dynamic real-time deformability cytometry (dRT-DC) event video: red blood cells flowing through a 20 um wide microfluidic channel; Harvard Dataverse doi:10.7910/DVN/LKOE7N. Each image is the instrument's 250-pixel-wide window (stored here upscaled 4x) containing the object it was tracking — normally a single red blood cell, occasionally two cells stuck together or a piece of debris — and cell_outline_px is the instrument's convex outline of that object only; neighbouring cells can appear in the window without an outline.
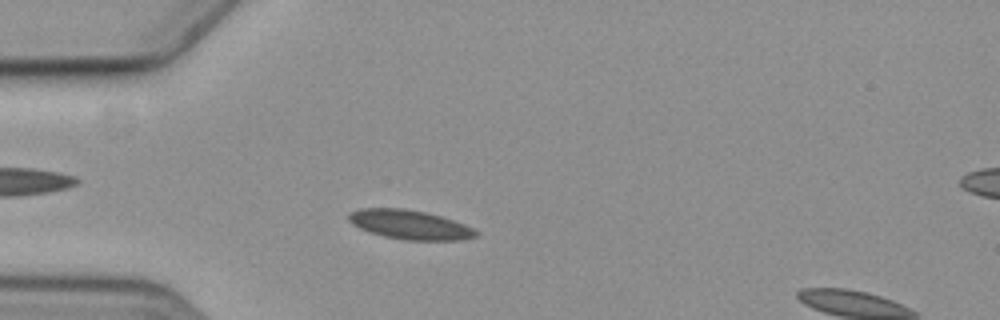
{"species": "common noctule bat (a hibernating species)", "species_latin": "Nyctalus noctula", "temperature_condition": "cold", "stored_images_in_passage": 54, "segment_of_instrument_passage": [1, 2], "camera_frame_rate_fps": 3000, "um_per_image_px": 0.085, "animal": {"sex": "female", "body_mass_g": 19.3, "forearm_length_mm": 54.1}, "frame": {"image": 1, "passage_image": 11, "time_ms": 3.333, "image_size_px": [1000, 320], "cell_outline_px": [[480, 232], [476, 236], [464, 240], [404, 240], [384, 236], [368, 232], [352, 224], [348, 220], [348, 212], [360, 208], [404, 208], [428, 212], [464, 224]], "centroid_in_image_um": [34.81, 19.09], "position_along_channel_um": 50.2, "area_um2": 21.85}}
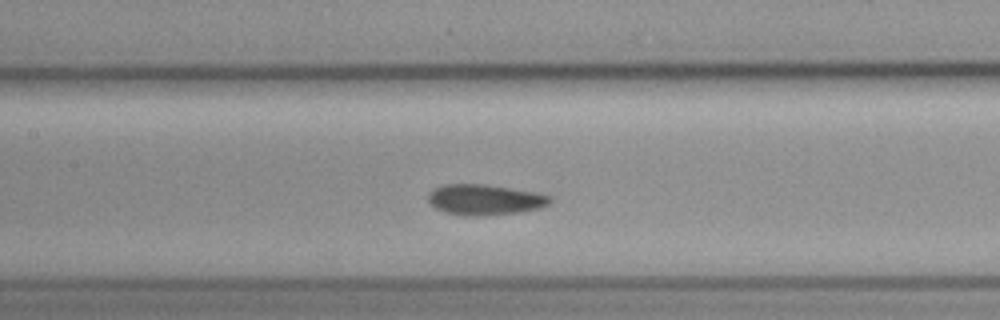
{"frame": {"image": 2, "passage_image": 22, "time_ms": 7.0, "image_size_px": [1000, 320], "cell_outline_px": [[552, 204], [540, 208], [520, 212], [480, 216], [460, 216], [444, 212], [428, 204], [428, 192], [444, 184], [484, 184], [536, 192], [552, 196]], "centroid_in_image_um": [41.21, 16.98], "position_along_channel_um": 166.2, "area_um2": 22.08}}
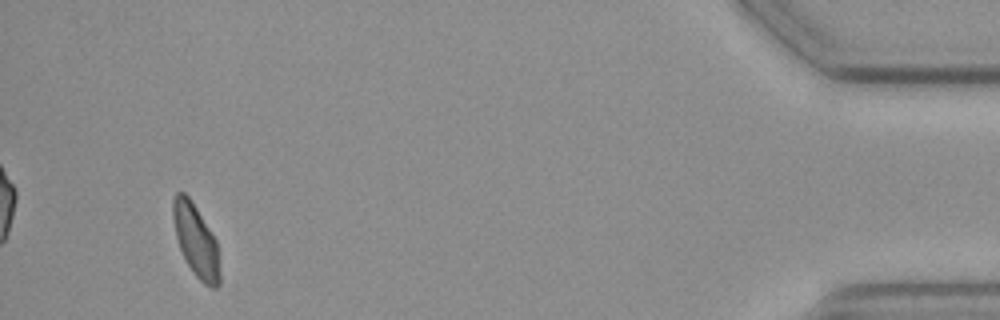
{"frame": {"image": 3, "passage_image": 50, "time_ms": 16.333, "image_size_px": [1000, 320], "cell_outline_px": [[220, 284], [216, 288], [212, 288], [204, 284], [192, 272], [180, 248], [176, 236], [172, 216], [172, 200], [176, 192], [184, 192], [192, 200], [216, 240], [220, 272]], "centroid_in_image_um": [16.65, 20.44], "position_along_channel_um": 418.6, "area_um2": 19.65}}